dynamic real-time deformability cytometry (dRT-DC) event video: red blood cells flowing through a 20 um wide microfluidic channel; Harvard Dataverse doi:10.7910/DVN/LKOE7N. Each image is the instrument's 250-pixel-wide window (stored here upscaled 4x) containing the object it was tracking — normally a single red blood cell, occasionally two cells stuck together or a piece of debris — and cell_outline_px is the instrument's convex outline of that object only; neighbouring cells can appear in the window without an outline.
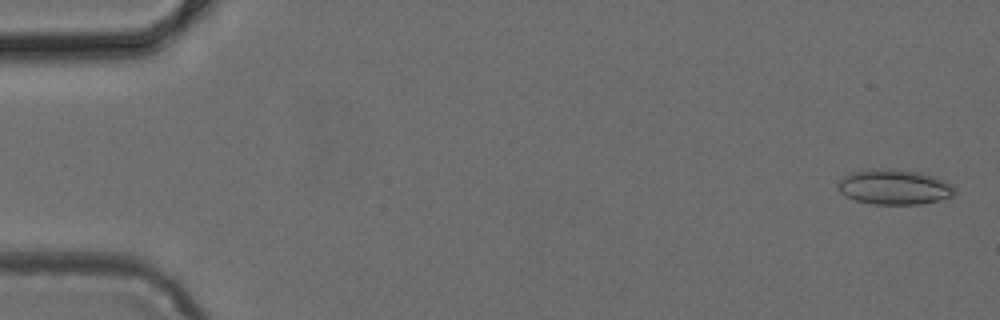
{"species": "common noctule bat (a hibernating species)", "species_latin": "Nyctalus noctula", "temperature_condition": "cold", "stored_images_in_passage": 7, "camera_frame_rate_fps": 3000, "um_per_image_px": 0.085, "animal": {"sex": "female", "body_mass_g": 24.6, "forearm_length_mm": 56.2}, "frame": {"image": 1, "passage_image": 1, "time_ms": 0.0, "image_size_px": [1000, 320], "cell_outline_px": [[956, 192], [952, 196], [920, 204], [872, 204], [856, 200], [840, 192], [836, 188], [836, 184], [844, 176], [856, 172], [872, 168], [888, 168], [920, 172], [936, 176], [952, 184], [956, 188]], "centroid_in_image_um": [76.03, 15.88], "position_along_channel_um": 9.0, "area_um2": 23.93}}
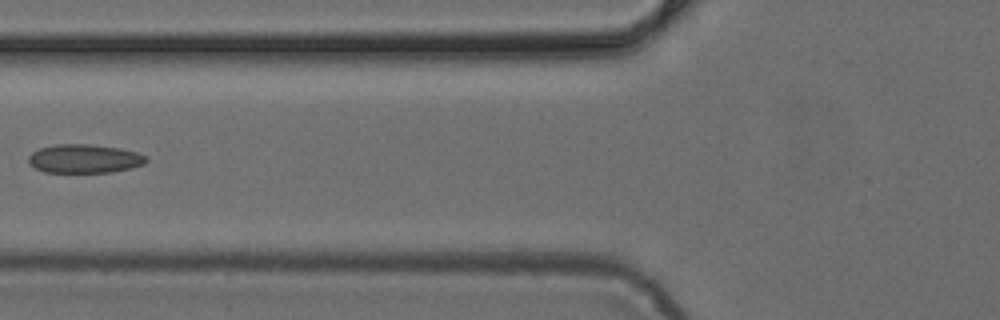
{"frame": {"image": 2, "passage_image": 6, "time_ms": 1.667, "image_size_px": [1000, 320], "cell_outline_px": [[148, 160], [144, 164], [132, 168], [112, 172], [44, 172], [28, 164], [28, 156], [32, 152], [40, 148], [56, 144], [88, 144], [120, 148], [136, 152], [144, 156]], "centroid_in_image_um": [7.15, 13.49], "position_along_channel_um": 118.6, "area_um2": 19.71}}
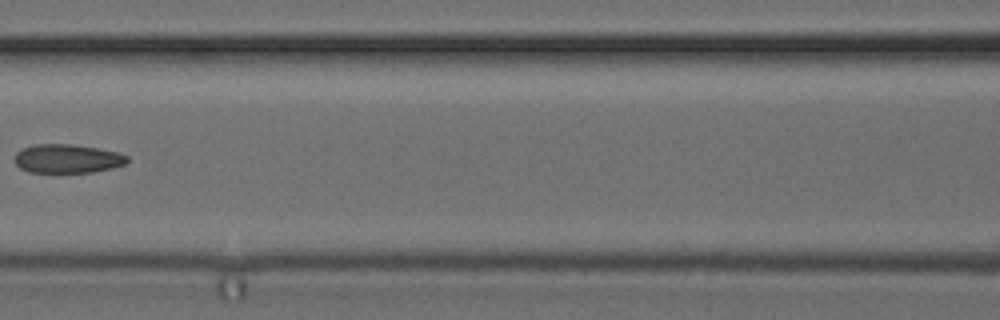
{"frame": {"image": 3, "passage_image": 7, "time_ms": 2.0, "image_size_px": [1000, 320], "cell_outline_px": [[128, 164], [112, 168], [92, 172], [28, 172], [20, 168], [16, 164], [16, 152], [24, 148], [36, 144], [72, 144], [100, 148], [120, 152], [128, 156]], "centroid_in_image_um": [5.79, 13.48], "position_along_channel_um": 160.8, "area_um2": 19.02}}